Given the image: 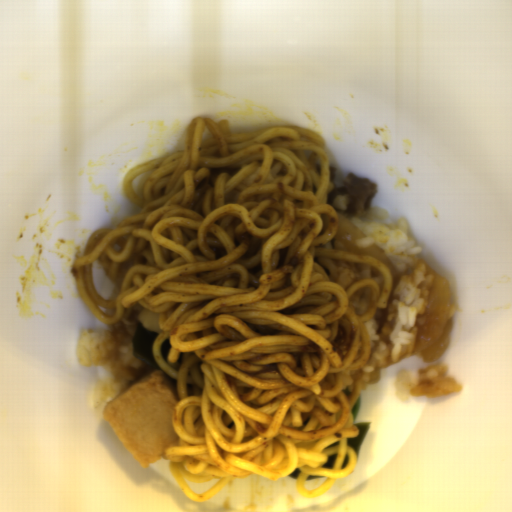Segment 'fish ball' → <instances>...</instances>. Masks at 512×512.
I'll return each mask as SVG.
<instances>
[{
  "label": "fish ball",
  "mask_w": 512,
  "mask_h": 512,
  "mask_svg": "<svg viewBox=\"0 0 512 512\" xmlns=\"http://www.w3.org/2000/svg\"><path fill=\"white\" fill-rule=\"evenodd\" d=\"M179 402L177 380L155 368L108 401L103 417L146 469L164 458L170 444L179 441L172 423Z\"/></svg>",
  "instance_id": "fish-ball-1"
}]
</instances>
